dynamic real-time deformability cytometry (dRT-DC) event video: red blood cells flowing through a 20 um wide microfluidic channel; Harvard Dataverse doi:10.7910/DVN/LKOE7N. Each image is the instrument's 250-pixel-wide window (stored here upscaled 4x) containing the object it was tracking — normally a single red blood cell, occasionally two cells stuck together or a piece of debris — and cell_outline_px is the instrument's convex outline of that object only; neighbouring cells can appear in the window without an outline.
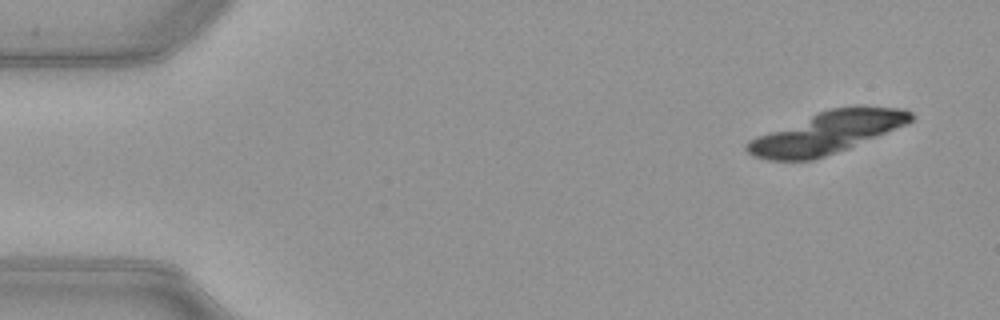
{"species": "common noctule bat (a hibernating species)", "species_latin": "Nyctalus noctula", "temperature_condition": "warm", "stored_images_in_passage": 36, "camera_frame_rate_fps": 3000, "um_per_image_px": 0.085, "animal": {"sex": "female", "body_mass_g": 21.9}, "frame": {"image": 1, "passage_image": 1, "time_ms": 0.0, "image_size_px": [1000, 320], "cell_outline_px": [[916, 116], [908, 124], [848, 148], [812, 160], [768, 160], [752, 156], [744, 148], [744, 144], [748, 140], [756, 136], [820, 112], [832, 108], [904, 108], [912, 112]], "centroid_in_image_um": [70.27, 11.31], "position_along_channel_um": 14.7, "area_um2": 39.07}}